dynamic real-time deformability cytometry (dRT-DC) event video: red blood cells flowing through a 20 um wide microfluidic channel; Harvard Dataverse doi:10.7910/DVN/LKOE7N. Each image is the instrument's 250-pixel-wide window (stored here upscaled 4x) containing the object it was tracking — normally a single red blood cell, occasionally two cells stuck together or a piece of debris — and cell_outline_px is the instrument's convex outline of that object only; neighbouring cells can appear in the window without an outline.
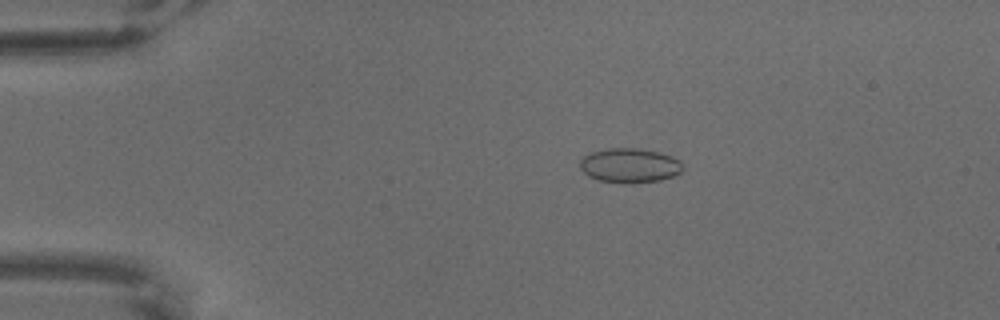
{"species": "common noctule bat (a hibernating species)", "species_latin": "Nyctalus noctula", "temperature_condition": "warm", "stored_images_in_passage": 66, "camera_frame_rate_fps": 3000, "um_per_image_px": 0.085, "animal": {"sex": "male", "body_mass_g": 18.8}, "frame": {"image": 1, "passage_image": 14, "time_ms": 4.333, "image_size_px": [1000, 320], "cell_outline_px": [[684, 168], [680, 172], [672, 176], [660, 180], [600, 180], [588, 176], [580, 168], [580, 160], [584, 156], [592, 152], [608, 148], [636, 148], [660, 152], [672, 156], [680, 160]], "centroid_in_image_um": [53.54, 14.0], "position_along_channel_um": 31.5, "area_um2": 19.83}}
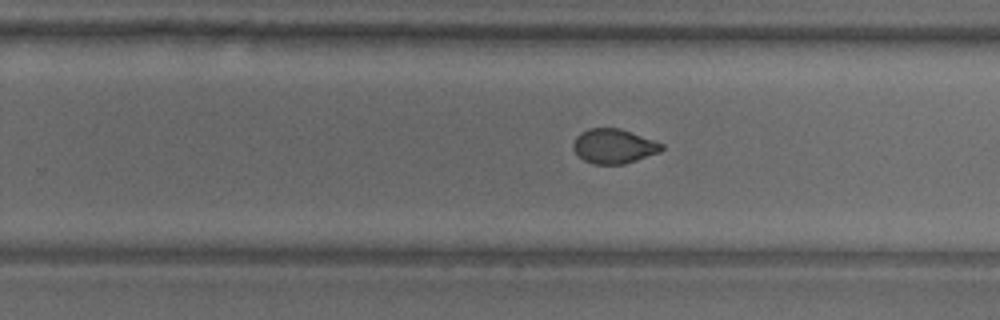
{"frame": {"image": 2, "passage_image": 43, "time_ms": 14.0, "image_size_px": [1000, 320], "cell_outline_px": [[664, 148], [660, 152], [624, 164], [592, 164], [584, 160], [572, 148], [572, 144], [576, 136], [580, 132], [588, 128], [620, 128], [664, 144]], "centroid_in_image_um": [52.15, 12.42], "position_along_channel_um": 277.6, "area_um2": 17.8}}
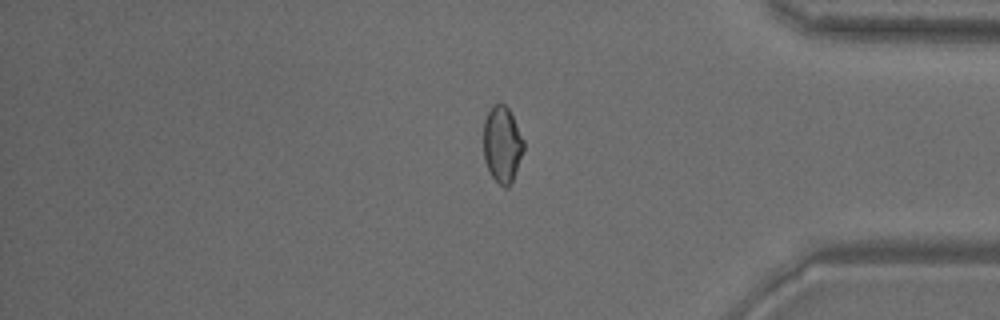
{"frame": {"image": 3, "passage_image": 56, "time_ms": 18.333, "image_size_px": [1000, 320], "cell_outline_px": [[524, 152], [512, 180], [508, 188], [504, 188], [492, 176], [484, 160], [484, 120], [492, 104], [504, 104], [508, 108], [524, 140]], "centroid_in_image_um": [42.69, 12.27], "position_along_channel_um": 392.5, "area_um2": 17.74}}